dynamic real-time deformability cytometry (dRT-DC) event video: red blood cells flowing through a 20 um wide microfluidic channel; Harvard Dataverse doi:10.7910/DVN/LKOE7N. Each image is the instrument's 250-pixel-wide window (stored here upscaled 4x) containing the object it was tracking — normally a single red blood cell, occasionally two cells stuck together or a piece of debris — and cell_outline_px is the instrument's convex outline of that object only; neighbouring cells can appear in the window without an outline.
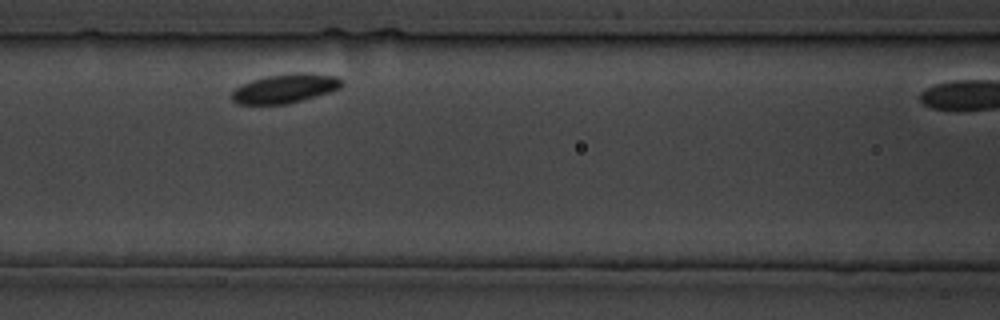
{"species": "common noctule bat (a hibernating species)", "species_latin": "Nyctalus noctula", "temperature_condition": "cold", "stored_images_in_passage": 18, "camera_frame_rate_fps": 3000, "um_per_image_px": 0.085, "animal": {"sex": "male", "body_mass_g": 19.5, "forearm_length_mm": 54.6}, "frame": {"image": 1, "passage_image": 6, "time_ms": 6.0, "image_size_px": [1000, 320], "cell_outline_px": [[344, 84], [340, 88], [316, 96], [284, 104], [236, 104], [232, 100], [232, 92], [236, 88], [252, 80], [264, 76], [300, 72], [304, 72], [340, 76], [344, 80]], "centroid_in_image_um": [24.28, 7.5], "position_along_channel_um": 142.3, "area_um2": 18.67}}